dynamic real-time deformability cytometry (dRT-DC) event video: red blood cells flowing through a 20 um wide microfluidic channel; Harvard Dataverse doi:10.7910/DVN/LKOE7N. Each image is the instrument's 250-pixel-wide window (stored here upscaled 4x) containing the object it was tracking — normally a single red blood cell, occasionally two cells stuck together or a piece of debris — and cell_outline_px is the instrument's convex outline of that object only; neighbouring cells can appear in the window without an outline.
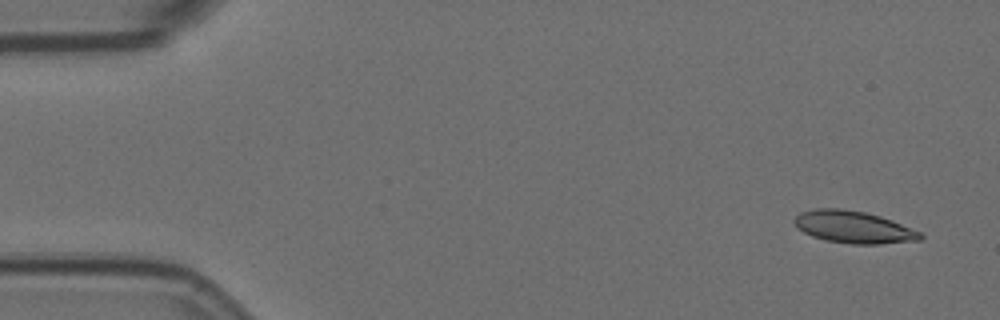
{"species": "Egyptian fruit bat (a non-hibernating species)", "species_latin": "Rousettus aegyptiacus", "temperature_condition": "room temperature", "stored_images_in_passage": 6, "camera_frame_rate_fps": 3000, "um_per_image_px": 0.085, "animal": {"sex": "female"}, "frame": {"image": 1, "passage_image": 1, "time_ms": 0.0, "image_size_px": [1000, 320], "cell_outline_px": [[924, 236], [920, 240], [880, 244], [852, 244], [828, 240], [812, 236], [796, 228], [792, 220], [800, 212], [816, 208], [840, 208], [864, 212], [880, 216], [892, 220], [920, 232]], "centroid_in_image_um": [72.52, 19.3], "position_along_channel_um": 12.5, "area_um2": 23.58}}
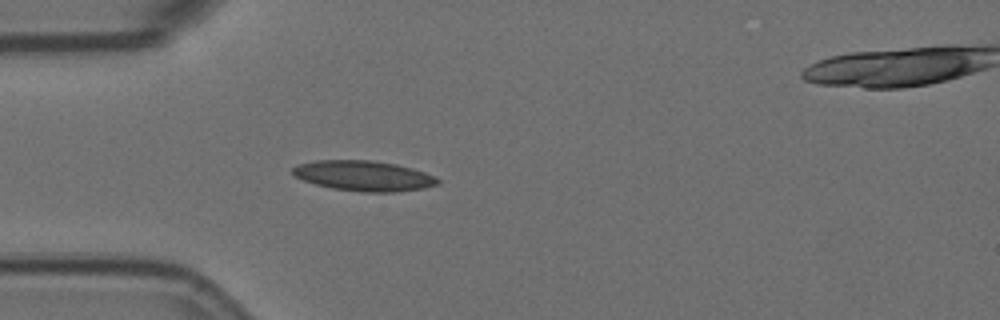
{"frame": {"image": 2, "passage_image": 5, "time_ms": 1.333, "image_size_px": [1000, 320], "cell_outline_px": [[440, 184], [424, 188], [396, 192], [360, 192], [332, 188], [316, 184], [292, 176], [292, 168], [296, 164], [316, 160], [372, 160], [396, 164], [412, 168], [424, 172], [440, 180]], "centroid_in_image_um": [30.89, 14.94], "position_along_channel_um": 54.1, "area_um2": 25.72}}